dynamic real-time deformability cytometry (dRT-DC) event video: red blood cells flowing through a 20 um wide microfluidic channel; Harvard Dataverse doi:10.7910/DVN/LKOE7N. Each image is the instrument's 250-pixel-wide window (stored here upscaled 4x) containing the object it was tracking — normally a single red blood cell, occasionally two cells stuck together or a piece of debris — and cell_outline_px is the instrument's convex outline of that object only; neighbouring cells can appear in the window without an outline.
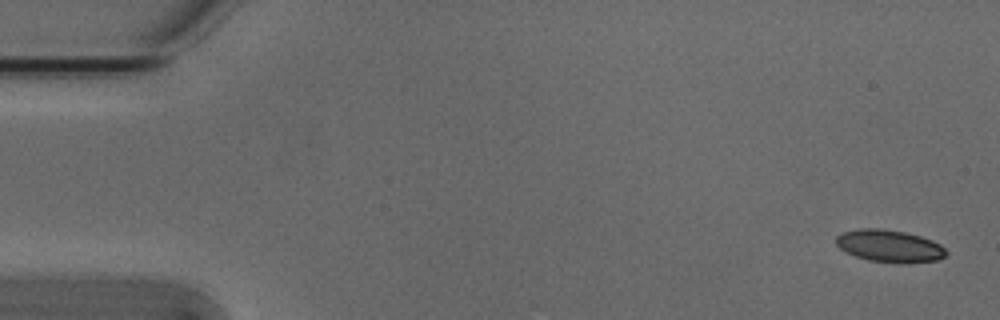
{"species": "Egyptian fruit bat (a non-hibernating species)", "species_latin": "Rousettus aegyptiacus", "temperature_condition": "cold", "stored_images_in_passage": 53, "camera_frame_rate_fps": 3000, "um_per_image_px": 0.085, "animal": {"sex": "male"}, "frame": {"image": 1, "passage_image": 1, "time_ms": 0.0, "image_size_px": [1000, 320], "cell_outline_px": [[948, 252], [944, 256], [936, 260], [868, 260], [856, 256], [840, 248], [836, 244], [836, 236], [840, 232], [860, 228], [880, 228], [904, 232], [920, 236], [932, 240], [940, 244]], "centroid_in_image_um": [75.54, 20.84], "position_along_channel_um": 9.5, "area_um2": 19.77}}
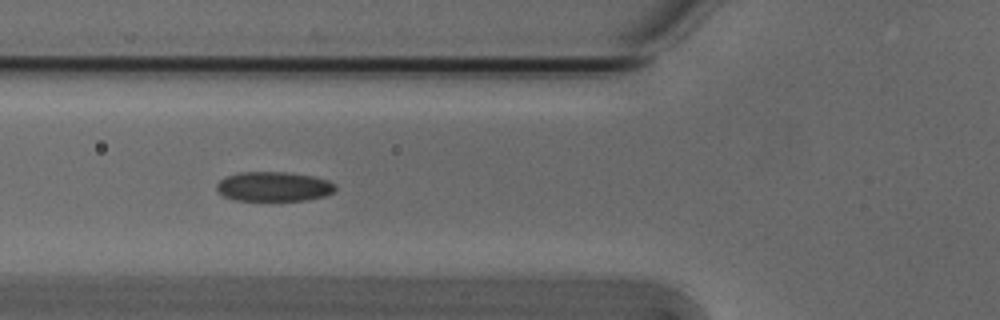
{"frame": {"image": 2, "passage_image": 19, "time_ms": 6.0, "image_size_px": [1000, 320], "cell_outline_px": [[336, 188], [332, 192], [324, 196], [308, 200], [236, 200], [224, 196], [216, 188], [216, 184], [224, 176], [240, 172], [284, 172], [312, 176], [328, 180], [336, 184]], "centroid_in_image_um": [23.26, 15.85], "position_along_channel_um": 102.5, "area_um2": 20.4}}
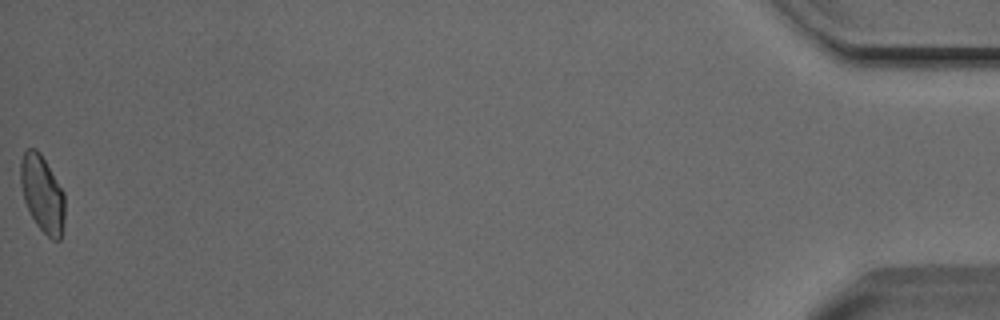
{"frame": {"image": 3, "passage_image": 53, "time_ms": 17.333, "image_size_px": [1000, 320], "cell_outline_px": [[64, 220], [60, 240], [52, 240], [36, 224], [24, 200], [20, 184], [20, 160], [24, 148], [36, 148], [40, 152], [64, 192]], "centroid_in_image_um": [3.58, 16.43], "position_along_channel_um": 431.6, "area_um2": 19.83}, "authors_computed_cell_mechanics": {"area_um2": 20.4034, "velocity_mm_per_s": 3.82, "shape_relaxation_time_tau1_ms": 4.2157, "shape_relaxation_time_tau2_ms": 2.3148, "deformation_change_tau1": 0.0936, "deformation_change_tau2": 0.0685}}